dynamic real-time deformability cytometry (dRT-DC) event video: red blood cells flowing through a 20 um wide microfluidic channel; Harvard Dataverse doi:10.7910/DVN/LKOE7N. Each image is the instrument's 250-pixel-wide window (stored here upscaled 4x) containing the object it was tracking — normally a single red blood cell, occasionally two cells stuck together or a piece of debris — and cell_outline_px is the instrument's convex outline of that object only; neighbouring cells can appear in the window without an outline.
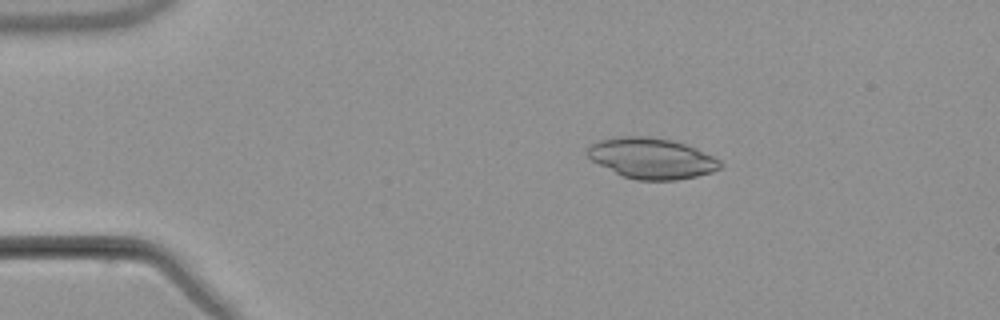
{"species": "common noctule bat (a hibernating species)", "species_latin": "Nyctalus noctula", "temperature_condition": "warm", "stored_images_in_passage": 6, "camera_frame_rate_fps": 3000, "um_per_image_px": 0.085, "animal": {"sex": "male", "body_mass_g": 21.5, "forearm_length_mm": 52.0}, "frame": {"image": 1, "passage_image": 3, "time_ms": 2.667, "image_size_px": [1000, 320], "cell_outline_px": [[724, 164], [720, 168], [712, 172], [696, 176], [676, 180], [636, 180], [624, 176], [592, 160], [588, 156], [588, 148], [592, 144], [600, 140], [620, 136], [644, 136], [672, 140], [696, 148], [720, 160]], "centroid_in_image_um": [55.43, 13.46], "position_along_channel_um": 29.6, "area_um2": 31.1}}